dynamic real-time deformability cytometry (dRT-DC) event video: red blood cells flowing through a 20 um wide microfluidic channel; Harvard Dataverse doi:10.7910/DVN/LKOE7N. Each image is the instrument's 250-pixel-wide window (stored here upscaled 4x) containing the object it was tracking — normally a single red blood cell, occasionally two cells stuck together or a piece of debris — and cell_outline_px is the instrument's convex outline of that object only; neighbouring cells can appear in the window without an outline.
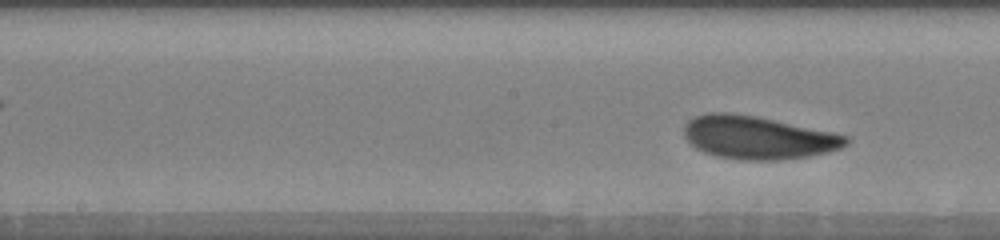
{"species": "human", "species_latin": "Homo sapiens", "temperature_condition": "warm", "stored_images_in_passage": 18, "segment_of_instrument_passage": [2, 2], "camera_frame_rate_fps": 3000, "um_per_image_px": 0.085, "donor": {"sex": "male"}, "frame": {"image": 1, "passage_image": 18, "time_ms": 11.0, "image_size_px": [1000, 240], "cell_outline_px": [[852, 140], [848, 144], [840, 148], [828, 152], [808, 156], [780, 160], [740, 160], [716, 156], [704, 152], [696, 148], [684, 136], [684, 124], [692, 116], [708, 112], [728, 112], [756, 116], [832, 132], [848, 136]], "centroid_in_image_um": [64.4, 11.68], "position_along_channel_um": 183.8, "area_um2": 40.81}}